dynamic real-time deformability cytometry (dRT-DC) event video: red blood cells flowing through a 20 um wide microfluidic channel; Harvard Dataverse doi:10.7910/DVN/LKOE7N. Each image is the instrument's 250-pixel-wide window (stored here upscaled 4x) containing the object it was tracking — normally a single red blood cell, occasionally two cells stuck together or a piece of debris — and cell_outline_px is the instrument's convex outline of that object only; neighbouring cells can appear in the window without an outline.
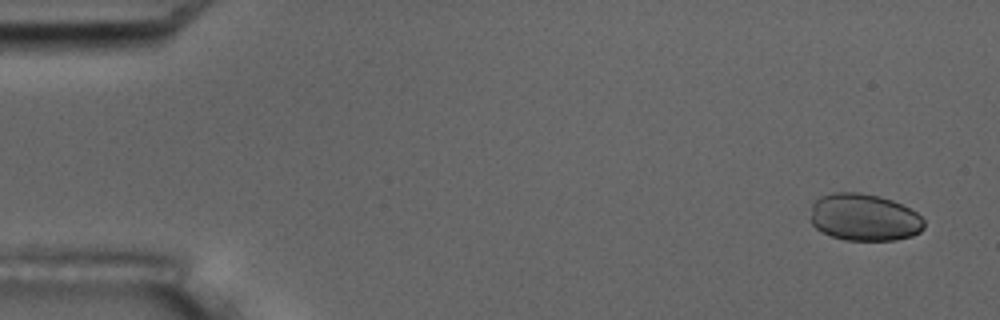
{"species": "common noctule bat (a hibernating species)", "species_latin": "Nyctalus noctula", "temperature_condition": "room temperature", "stored_images_in_passage": 4, "camera_frame_rate_fps": 3000, "um_per_image_px": 0.085, "animal": {"sex": "male", "body_mass_g": 17.5, "forearm_length_mm": 52.3}, "frame": {"image": 1, "passage_image": 1, "time_ms": 0.0, "image_size_px": [1000, 320], "cell_outline_px": [[924, 228], [920, 232], [912, 236], [896, 240], [844, 240], [820, 232], [812, 224], [812, 204], [820, 196], [832, 192], [860, 192], [880, 196], [892, 200], [916, 212], [924, 220]], "centroid_in_image_um": [73.45, 18.47], "position_along_channel_um": 11.5, "area_um2": 31.33}}